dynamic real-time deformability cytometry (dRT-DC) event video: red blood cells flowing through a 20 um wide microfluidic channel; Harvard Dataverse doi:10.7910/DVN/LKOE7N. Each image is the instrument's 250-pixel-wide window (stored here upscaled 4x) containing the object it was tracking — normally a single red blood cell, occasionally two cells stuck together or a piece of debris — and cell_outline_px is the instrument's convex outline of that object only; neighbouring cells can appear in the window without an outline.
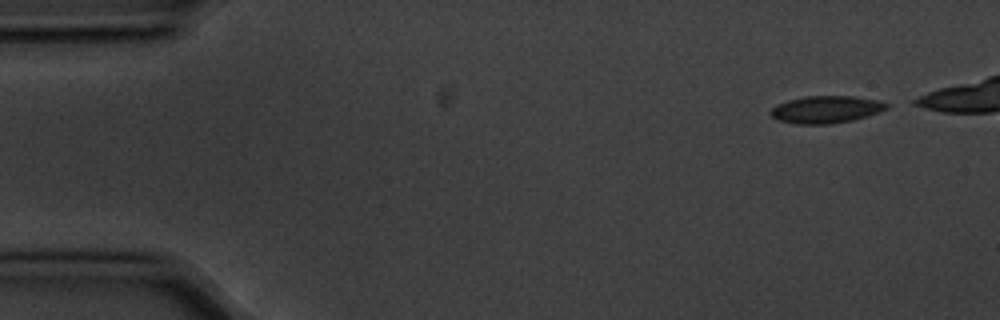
{"species": "common noctule bat (a hibernating species)", "species_latin": "Nyctalus noctula", "temperature_condition": "cold", "stored_images_in_passage": 5, "camera_frame_rate_fps": 3000, "um_per_image_px": 0.085, "animal": {"sex": "male", "body_mass_g": 20.1, "forearm_length_mm": 53.5}, "frame": {"image": 1, "passage_image": 1, "time_ms": 0.0, "image_size_px": [1000, 320], "cell_outline_px": [[888, 108], [880, 112], [868, 116], [852, 120], [828, 124], [796, 124], [776, 120], [768, 112], [776, 104], [788, 100], [804, 96], [852, 96], [880, 100], [888, 104]], "centroid_in_image_um": [70.2, 9.3], "position_along_channel_um": 14.8, "area_um2": 18.61}}